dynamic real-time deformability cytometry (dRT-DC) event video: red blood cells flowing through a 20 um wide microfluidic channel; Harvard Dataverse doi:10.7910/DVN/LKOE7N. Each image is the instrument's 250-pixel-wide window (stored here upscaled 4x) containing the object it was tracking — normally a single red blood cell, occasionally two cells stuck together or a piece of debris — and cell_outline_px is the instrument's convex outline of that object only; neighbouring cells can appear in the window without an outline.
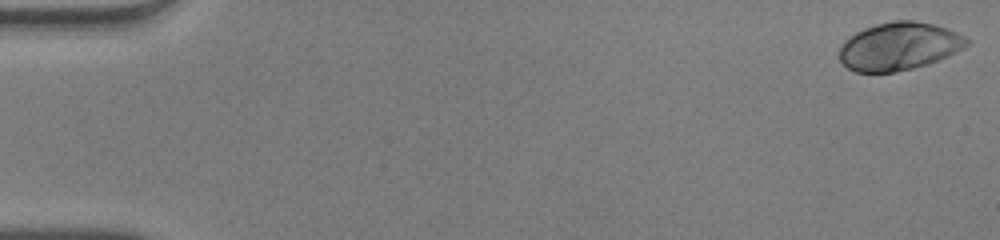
{"species": "human", "species_latin": "Homo sapiens", "temperature_condition": "warm", "stored_images_in_passage": 51, "camera_frame_rate_fps": 3000, "um_per_image_px": 0.085, "donor": {"sex": "male"}, "frame": {"image": 1, "passage_image": 1, "time_ms": 0.0, "image_size_px": [1000, 240], "cell_outline_px": [[972, 40], [964, 48], [948, 56], [928, 64], [912, 68], [892, 72], [856, 72], [848, 68], [840, 60], [840, 48], [844, 40], [856, 32], [864, 28], [876, 24], [892, 20], [916, 20], [936, 24], [948, 28]], "centroid_in_image_um": [76.45, 3.91], "position_along_channel_um": 8.6, "area_um2": 35.72}}
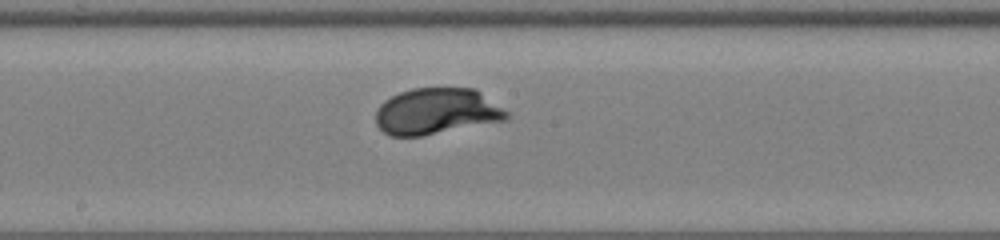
{"frame": {"image": 2, "passage_image": 28, "time_ms": 9.0, "image_size_px": [1000, 240], "cell_outline_px": [[508, 120], [420, 136], [388, 136], [376, 124], [376, 112], [380, 104], [384, 100], [400, 92], [412, 88], [476, 88], [508, 112]], "centroid_in_image_um": [37.11, 9.46], "position_along_channel_um": 211.1, "area_um2": 35.32}}
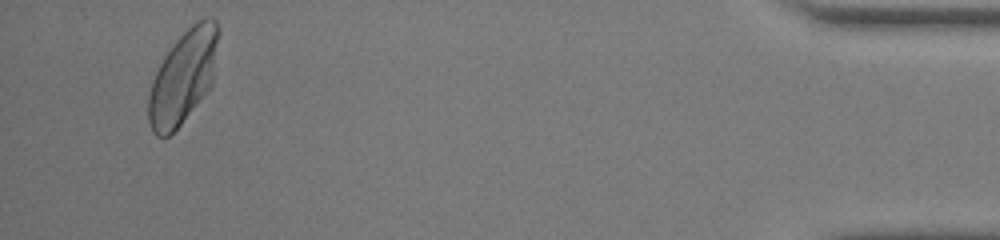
{"frame": {"image": 3, "passage_image": 49, "time_ms": 16.0, "image_size_px": [1000, 240], "cell_outline_px": [[220, 32], [212, 84], [180, 124], [168, 136], [156, 136], [152, 132], [148, 120], [148, 96], [152, 80], [164, 56], [176, 40], [196, 20], [204, 16], [212, 16], [216, 20], [220, 28]], "centroid_in_image_um": [15.59, 6.47], "position_along_channel_um": 419.6, "area_um2": 37.86}, "authors_computed_cell_mechanics": {"area_um2": 35.0268, "velocity_mm_per_s": 4.0501, "shape_relaxation_time_tau1_ms": 1.8996, "shape_relaxation_time_tau2_ms": null, "deformation_change_tau1": 0.1419, "deformation_change_tau2": null}}